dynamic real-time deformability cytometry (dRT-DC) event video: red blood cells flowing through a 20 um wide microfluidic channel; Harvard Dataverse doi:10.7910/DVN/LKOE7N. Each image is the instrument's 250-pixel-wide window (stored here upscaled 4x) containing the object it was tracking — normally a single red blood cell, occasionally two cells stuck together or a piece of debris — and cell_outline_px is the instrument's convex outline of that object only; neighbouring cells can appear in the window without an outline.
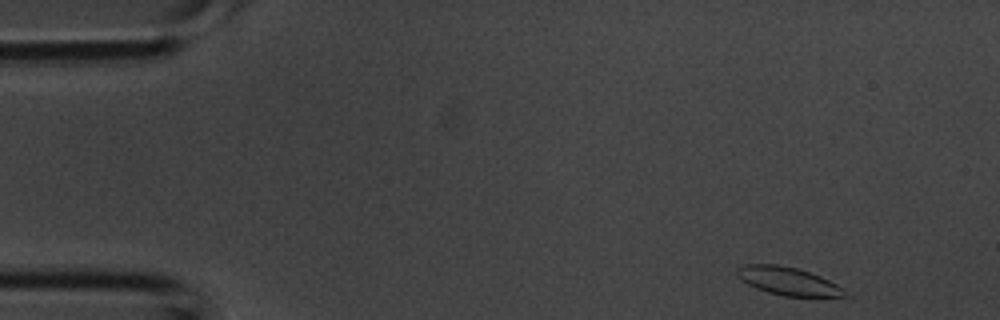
{"species": "common noctule bat (a hibernating species)", "species_latin": "Nyctalus noctula", "temperature_condition": "room temperature", "stored_images_in_passage": 4, "camera_frame_rate_fps": 3000, "um_per_image_px": 0.085, "animal": {"sex": "male", "body_mass_g": 20.1, "forearm_length_mm": 53.5}, "frame": {"image": 1, "passage_image": 1, "time_ms": 0.0, "image_size_px": [1000, 320], "cell_outline_px": [[848, 296], [784, 296], [768, 292], [756, 288], [740, 280], [736, 272], [736, 268], [744, 264], [776, 264], [796, 268], [820, 276], [844, 288]], "centroid_in_image_um": [66.95, 23.88], "position_along_channel_um": 18.1, "area_um2": 17.46}}